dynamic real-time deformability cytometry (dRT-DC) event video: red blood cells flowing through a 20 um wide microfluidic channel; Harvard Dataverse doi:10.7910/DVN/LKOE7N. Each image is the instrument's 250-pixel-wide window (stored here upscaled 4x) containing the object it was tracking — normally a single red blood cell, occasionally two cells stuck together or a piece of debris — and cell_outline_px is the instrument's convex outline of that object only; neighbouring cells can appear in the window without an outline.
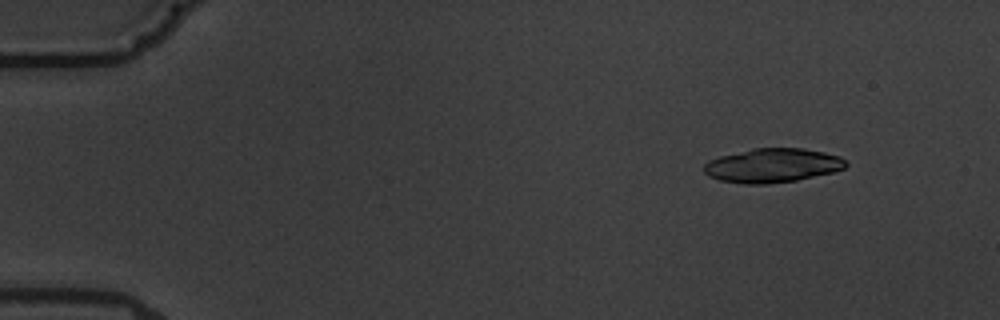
{"species": "common noctule bat (a hibernating species)", "species_latin": "Nyctalus noctula", "temperature_condition": "warm", "stored_images_in_passage": 6, "camera_frame_rate_fps": 3000, "um_per_image_px": 0.085, "animal": {"sex": "male", "body_mass_g": 19.5, "forearm_length_mm": 54.6}, "frame": {"image": 1, "passage_image": 2, "time_ms": 1.333, "image_size_px": [1000, 320], "cell_outline_px": [[848, 164], [844, 168], [832, 172], [796, 180], [768, 184], [744, 184], [720, 180], [708, 176], [704, 172], [704, 164], [708, 160], [720, 156], [752, 148], [804, 148], [824, 152], [840, 156]], "centroid_in_image_um": [65.64, 14.06], "position_along_channel_um": 19.4, "area_um2": 28.21}}
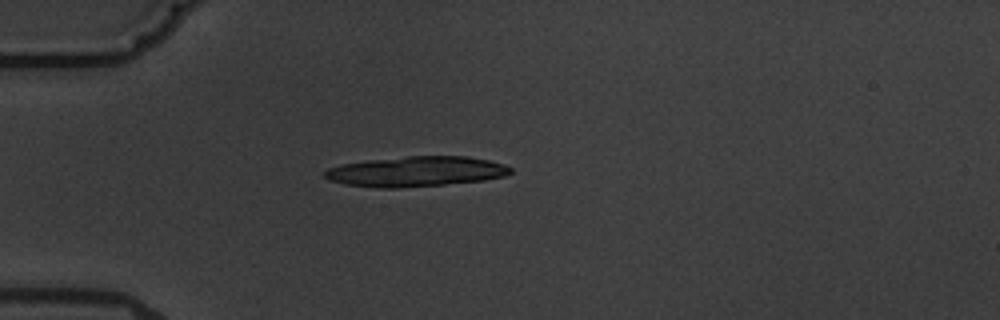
{"frame": {"image": 2, "passage_image": 5, "time_ms": 4.667, "image_size_px": [1000, 320], "cell_outline_px": [[512, 172], [504, 176], [484, 180], [444, 184], [400, 188], [380, 188], [348, 184], [328, 180], [324, 176], [324, 172], [328, 168], [344, 164], [368, 160], [408, 156], [468, 156], [488, 160], [504, 164], [512, 168]], "centroid_in_image_um": [35.38, 14.57], "position_along_channel_um": 49.6, "area_um2": 32.48}}